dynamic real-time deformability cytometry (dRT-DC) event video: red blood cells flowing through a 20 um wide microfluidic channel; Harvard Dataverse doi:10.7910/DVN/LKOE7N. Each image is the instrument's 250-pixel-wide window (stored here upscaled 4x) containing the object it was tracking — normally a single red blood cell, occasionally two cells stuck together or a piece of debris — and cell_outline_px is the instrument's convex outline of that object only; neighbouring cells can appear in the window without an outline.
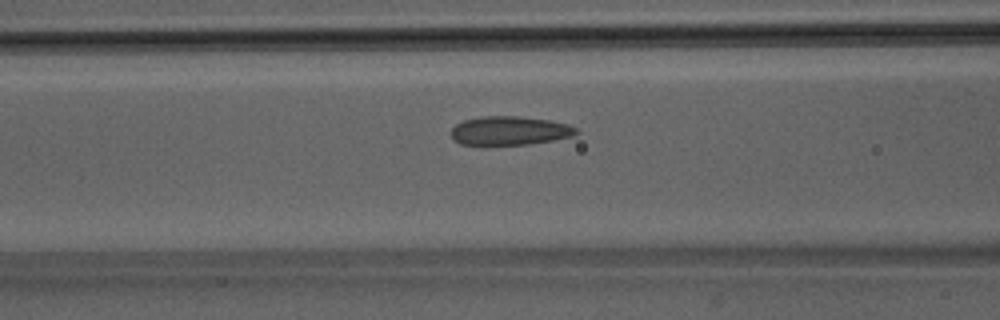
{"species": "Egyptian fruit bat (a non-hibernating species)", "species_latin": "Rousettus aegyptiacus", "temperature_condition": "room temperature", "stored_images_in_passage": 28, "camera_frame_rate_fps": 3000, "um_per_image_px": 0.085, "animal": {"sex": "male"}, "frame": {"image": 1, "passage_image": 8, "time_ms": 2.333, "image_size_px": [1000, 320], "cell_outline_px": [[580, 132], [572, 136], [552, 140], [528, 144], [484, 148], [460, 144], [452, 140], [452, 128], [456, 124], [464, 120], [484, 116], [516, 116], [548, 120], [568, 124], [576, 128]], "centroid_in_image_um": [43.24, 11.16], "position_along_channel_um": 123.4, "area_um2": 21.73}}